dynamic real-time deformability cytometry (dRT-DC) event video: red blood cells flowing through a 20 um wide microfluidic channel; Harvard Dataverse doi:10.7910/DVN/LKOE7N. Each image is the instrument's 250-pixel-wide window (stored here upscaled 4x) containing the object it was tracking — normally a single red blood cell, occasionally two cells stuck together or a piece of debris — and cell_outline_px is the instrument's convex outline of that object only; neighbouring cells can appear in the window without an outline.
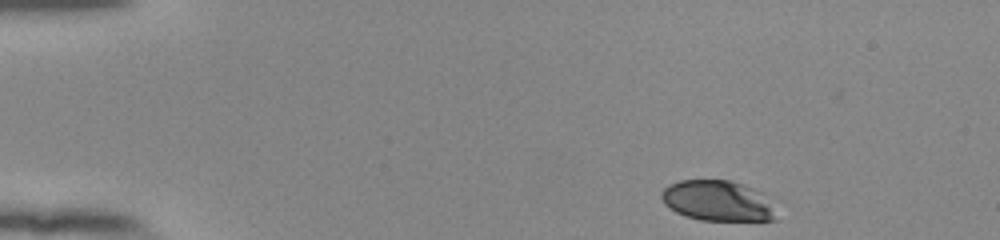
{"species": "human", "species_latin": "Homo sapiens", "temperature_condition": "room temperature", "stored_images_in_passage": 48, "segment_of_instrument_passage": [1, 2], "camera_frame_rate_fps": 3000, "um_per_image_px": 0.085, "donor": {"sex": "female"}, "frame": {"image": 1, "passage_image": 1, "time_ms": 0.0, "image_size_px": [1000, 240], "cell_outline_px": [[776, 220], [700, 220], [684, 216], [676, 212], [664, 204], [660, 196], [660, 192], [668, 184], [680, 180], [732, 180], [764, 192]], "centroid_in_image_um": [60.93, 17.05], "position_along_channel_um": 24.1, "area_um2": 27.05}}
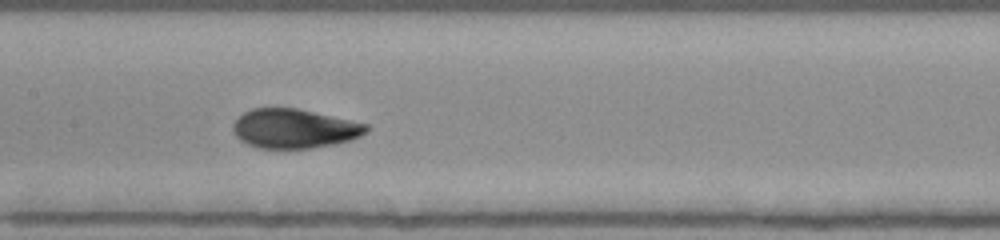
{"frame": {"image": 2, "passage_image": 21, "time_ms": 6.667, "image_size_px": [1000, 240], "cell_outline_px": [[368, 132], [360, 136], [336, 144], [312, 148], [260, 148], [248, 144], [240, 140], [236, 136], [232, 128], [232, 124], [244, 112], [252, 108], [296, 108], [368, 124]], "centroid_in_image_um": [25.01, 10.93], "position_along_channel_um": 182.4, "area_um2": 30.35}}
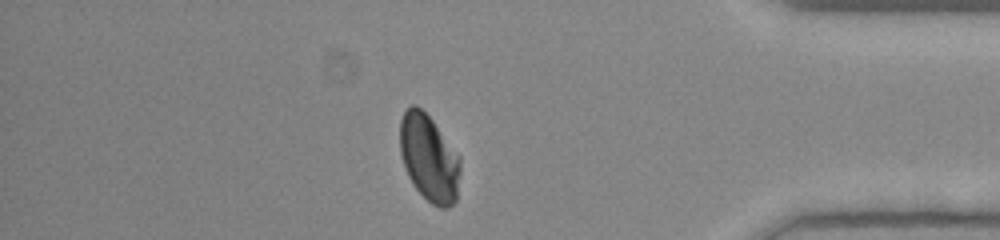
{"frame": {"image": 3, "passage_image": 40, "time_ms": 13.0, "image_size_px": [1000, 240], "cell_outline_px": [[460, 172], [456, 200], [448, 208], [440, 208], [432, 204], [412, 184], [408, 176], [400, 152], [400, 120], [404, 112], [412, 104], [416, 104], [432, 120], [460, 156]], "centroid_in_image_um": [36.47, 13.44], "position_along_channel_um": 398.7, "area_um2": 30.35}}